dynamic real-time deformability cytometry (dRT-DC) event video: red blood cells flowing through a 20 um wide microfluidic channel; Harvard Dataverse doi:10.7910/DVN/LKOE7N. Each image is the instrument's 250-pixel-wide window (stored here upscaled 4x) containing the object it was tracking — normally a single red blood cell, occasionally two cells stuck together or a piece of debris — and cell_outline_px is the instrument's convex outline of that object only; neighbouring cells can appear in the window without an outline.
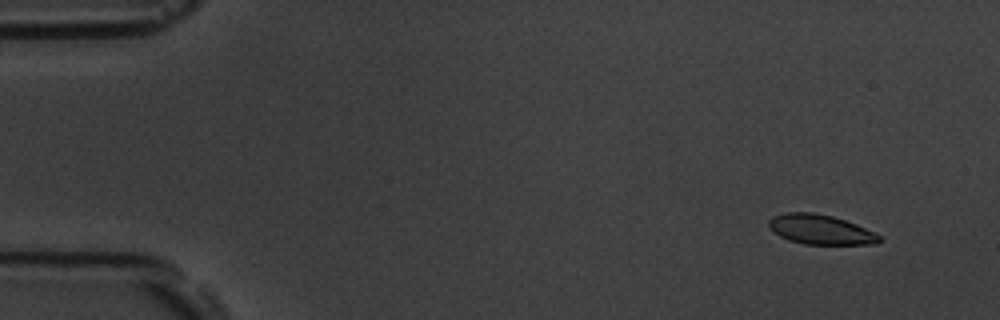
{"species": "common noctule bat (a hibernating species)", "species_latin": "Nyctalus noctula", "temperature_condition": "room temperature", "stored_images_in_passage": 52, "camera_frame_rate_fps": 3000, "um_per_image_px": 0.085, "animal": {"sex": "male", "body_mass_g": 19.5, "forearm_length_mm": 54.6}, "frame": {"image": 1, "passage_image": 2, "time_ms": 0.333, "image_size_px": [1000, 320], "cell_outline_px": [[884, 240], [876, 244], [804, 244], [788, 240], [780, 236], [768, 228], [768, 220], [772, 216], [788, 212], [812, 212], [832, 216], [856, 224], [880, 236]], "centroid_in_image_um": [69.71, 19.51], "position_along_channel_um": 15.3, "area_um2": 19.13}}
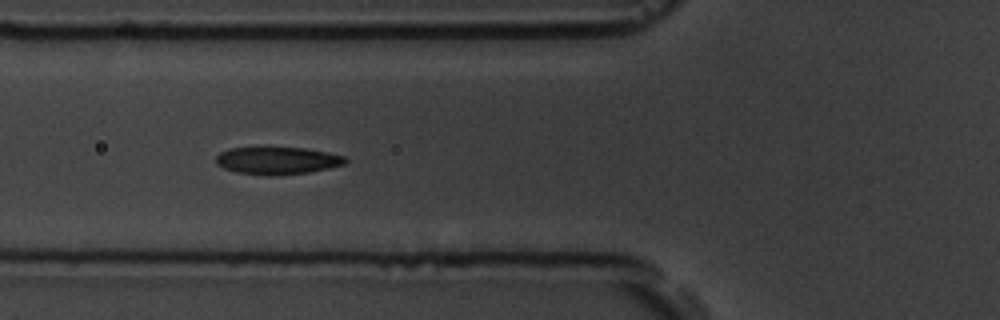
{"frame": {"image": 2, "passage_image": 18, "time_ms": 5.667, "image_size_px": [1000, 320], "cell_outline_px": [[348, 160], [344, 164], [328, 168], [308, 172], [272, 176], [268, 176], [236, 172], [224, 168], [216, 164], [216, 156], [220, 152], [232, 148], [264, 144], [304, 148], [328, 152], [344, 156]], "centroid_in_image_um": [23.52, 13.6], "position_along_channel_um": 102.3, "area_um2": 21.56}}
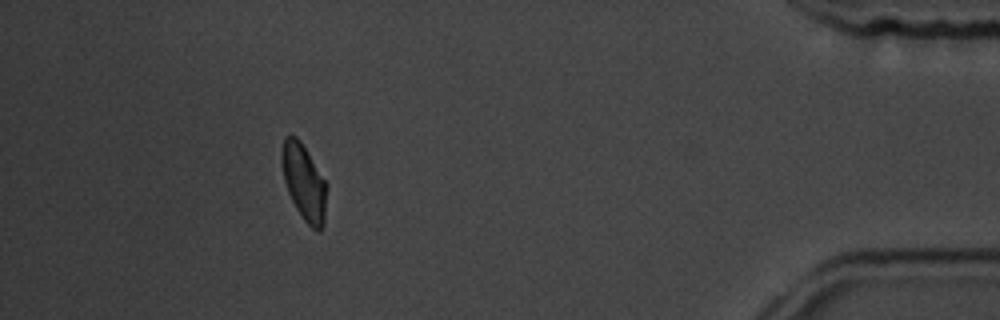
{"frame": {"image": 3, "passage_image": 47, "time_ms": 15.333, "image_size_px": [1000, 320], "cell_outline_px": [[328, 184], [324, 224], [320, 232], [316, 232], [304, 220], [296, 208], [288, 192], [284, 180], [280, 160], [280, 148], [284, 136], [296, 136], [300, 140]], "centroid_in_image_um": [25.84, 15.48], "position_along_channel_um": 409.4, "area_um2": 20.35}, "authors_computed_cell_mechanics": {"area_um2": 20.3456, "velocity_mm_per_s": 3.7549, "shape_relaxation_time_tau1_ms": 2.4024, "shape_relaxation_time_tau2_ms": 2.1384, "deformation_change_tau1": 0.1356, "deformation_change_tau2": 0.0748}}